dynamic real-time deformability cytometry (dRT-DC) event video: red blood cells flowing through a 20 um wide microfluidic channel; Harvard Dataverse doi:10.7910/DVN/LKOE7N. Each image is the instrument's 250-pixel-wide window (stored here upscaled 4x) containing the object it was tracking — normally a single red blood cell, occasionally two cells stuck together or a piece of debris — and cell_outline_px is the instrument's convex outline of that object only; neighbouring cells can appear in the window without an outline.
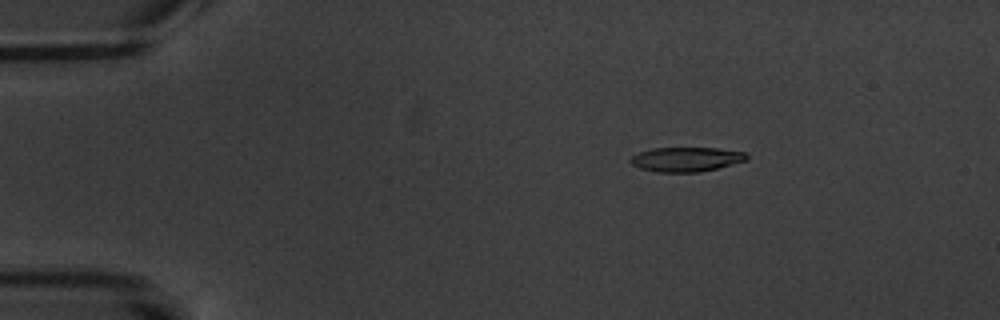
{"species": "common noctule bat (a hibernating species)", "species_latin": "Nyctalus noctula", "temperature_condition": "warm", "stored_images_in_passage": 17, "camera_frame_rate_fps": 3000, "um_per_image_px": 0.085, "animal": {"sex": "male", "body_mass_g": 20.1, "forearm_length_mm": 53.5}, "frame": {"image": 1, "passage_image": 3, "time_ms": 2.667, "image_size_px": [1000, 320], "cell_outline_px": [[748, 160], [700, 172], [656, 172], [640, 168], [632, 164], [628, 160], [632, 156], [640, 152], [652, 148], [716, 148], [748, 152]], "centroid_in_image_um": [58.34, 13.54], "position_along_channel_um": 26.7, "area_um2": 16.59}}
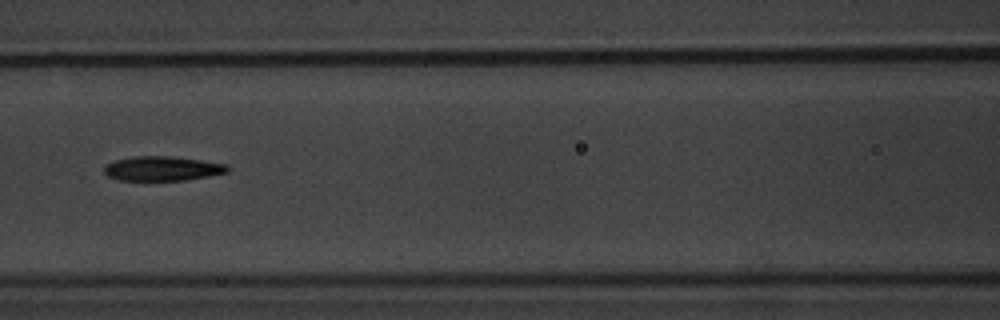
{"frame": {"image": 2, "passage_image": 8, "time_ms": 8.333, "image_size_px": [1000, 320], "cell_outline_px": [[228, 172], [208, 176], [184, 180], [116, 180], [108, 176], [104, 172], [104, 168], [112, 160], [132, 156], [168, 156], [200, 160], [228, 164]], "centroid_in_image_um": [13.77, 14.32], "position_along_channel_um": 152.8, "area_um2": 17.57}}
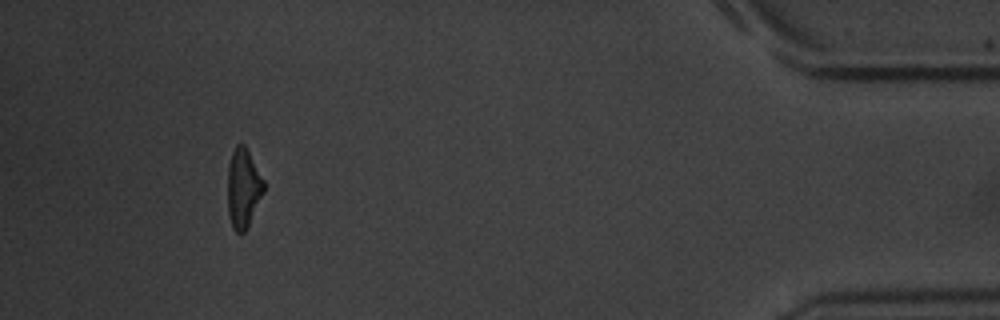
{"frame": {"image": 3, "passage_image": 16, "time_ms": 17.667, "image_size_px": [1000, 320], "cell_outline_px": [[264, 192], [244, 232], [236, 232], [232, 228], [228, 216], [228, 164], [232, 152], [236, 144], [244, 144], [264, 180]], "centroid_in_image_um": [20.66, 15.98], "position_along_channel_um": 414.5, "area_um2": 16.53}, "authors_computed_cell_mechanics": {"area_um2": 17.5134, "velocity_mm_per_s": 3.4394, "shape_relaxation_time_tau1_ms": 8.5633, "shape_relaxation_time_tau2_ms": 9.3379, "deformation_change_tau1": 0.2396, "deformation_change_tau2": 0.2033}}